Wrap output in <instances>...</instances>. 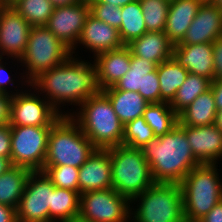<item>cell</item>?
<instances>
[{"mask_svg": "<svg viewBox=\"0 0 222 222\" xmlns=\"http://www.w3.org/2000/svg\"><path fill=\"white\" fill-rule=\"evenodd\" d=\"M213 61L215 79H222V37L213 43Z\"/></svg>", "mask_w": 222, "mask_h": 222, "instance_id": "obj_41", "label": "cell"}, {"mask_svg": "<svg viewBox=\"0 0 222 222\" xmlns=\"http://www.w3.org/2000/svg\"><path fill=\"white\" fill-rule=\"evenodd\" d=\"M6 58L7 57L0 58V92L14 95L16 93L22 92L23 88L20 90V89H18L19 87L17 85H15V83H18V82H16L15 77L13 80V78H12L13 75H10L11 73L7 70L6 64L8 65V63L4 62V60ZM9 84L12 86L11 89L14 87L13 85H15V87L17 88V89L14 88L16 92L11 91ZM7 85H8V87H7ZM8 89H10V90H8Z\"/></svg>", "mask_w": 222, "mask_h": 222, "instance_id": "obj_38", "label": "cell"}, {"mask_svg": "<svg viewBox=\"0 0 222 222\" xmlns=\"http://www.w3.org/2000/svg\"><path fill=\"white\" fill-rule=\"evenodd\" d=\"M130 69L112 86L116 90L138 92L142 96L143 76L157 69V64L131 54Z\"/></svg>", "mask_w": 222, "mask_h": 222, "instance_id": "obj_31", "label": "cell"}, {"mask_svg": "<svg viewBox=\"0 0 222 222\" xmlns=\"http://www.w3.org/2000/svg\"><path fill=\"white\" fill-rule=\"evenodd\" d=\"M172 57L189 73L215 79L213 43L175 45Z\"/></svg>", "mask_w": 222, "mask_h": 222, "instance_id": "obj_19", "label": "cell"}, {"mask_svg": "<svg viewBox=\"0 0 222 222\" xmlns=\"http://www.w3.org/2000/svg\"><path fill=\"white\" fill-rule=\"evenodd\" d=\"M216 5L222 8V0H212Z\"/></svg>", "mask_w": 222, "mask_h": 222, "instance_id": "obj_51", "label": "cell"}, {"mask_svg": "<svg viewBox=\"0 0 222 222\" xmlns=\"http://www.w3.org/2000/svg\"><path fill=\"white\" fill-rule=\"evenodd\" d=\"M90 14L106 24L120 28L122 22V7L110 3H89Z\"/></svg>", "mask_w": 222, "mask_h": 222, "instance_id": "obj_36", "label": "cell"}, {"mask_svg": "<svg viewBox=\"0 0 222 222\" xmlns=\"http://www.w3.org/2000/svg\"><path fill=\"white\" fill-rule=\"evenodd\" d=\"M178 222H200V220L189 219V218L183 216Z\"/></svg>", "mask_w": 222, "mask_h": 222, "instance_id": "obj_49", "label": "cell"}, {"mask_svg": "<svg viewBox=\"0 0 222 222\" xmlns=\"http://www.w3.org/2000/svg\"><path fill=\"white\" fill-rule=\"evenodd\" d=\"M181 127L195 159L200 164H217V161L222 159V132L215 124Z\"/></svg>", "mask_w": 222, "mask_h": 222, "instance_id": "obj_17", "label": "cell"}, {"mask_svg": "<svg viewBox=\"0 0 222 222\" xmlns=\"http://www.w3.org/2000/svg\"><path fill=\"white\" fill-rule=\"evenodd\" d=\"M92 62L79 59L77 54L71 55L64 63L43 72L31 85L61 116H70L68 109L62 111L61 108L65 107L61 106H79L91 96L103 92L97 66Z\"/></svg>", "mask_w": 222, "mask_h": 222, "instance_id": "obj_1", "label": "cell"}, {"mask_svg": "<svg viewBox=\"0 0 222 222\" xmlns=\"http://www.w3.org/2000/svg\"><path fill=\"white\" fill-rule=\"evenodd\" d=\"M217 164H199L182 180L183 214L189 219H202L222 200V182Z\"/></svg>", "mask_w": 222, "mask_h": 222, "instance_id": "obj_4", "label": "cell"}, {"mask_svg": "<svg viewBox=\"0 0 222 222\" xmlns=\"http://www.w3.org/2000/svg\"><path fill=\"white\" fill-rule=\"evenodd\" d=\"M147 31H163L170 0H139Z\"/></svg>", "mask_w": 222, "mask_h": 222, "instance_id": "obj_33", "label": "cell"}, {"mask_svg": "<svg viewBox=\"0 0 222 222\" xmlns=\"http://www.w3.org/2000/svg\"><path fill=\"white\" fill-rule=\"evenodd\" d=\"M188 71L174 58H170L157 65V75L160 82V102L170 103L177 90L185 82Z\"/></svg>", "mask_w": 222, "mask_h": 222, "instance_id": "obj_27", "label": "cell"}, {"mask_svg": "<svg viewBox=\"0 0 222 222\" xmlns=\"http://www.w3.org/2000/svg\"><path fill=\"white\" fill-rule=\"evenodd\" d=\"M103 93L109 98L116 115L124 125L143 116L145 108L149 104L138 92L108 87L103 90Z\"/></svg>", "mask_w": 222, "mask_h": 222, "instance_id": "obj_24", "label": "cell"}, {"mask_svg": "<svg viewBox=\"0 0 222 222\" xmlns=\"http://www.w3.org/2000/svg\"><path fill=\"white\" fill-rule=\"evenodd\" d=\"M91 51L95 57L97 54L122 48L119 31L116 27L110 26L105 22L88 15L85 25L77 45L71 50L72 55L76 52L77 46H82Z\"/></svg>", "mask_w": 222, "mask_h": 222, "instance_id": "obj_18", "label": "cell"}, {"mask_svg": "<svg viewBox=\"0 0 222 222\" xmlns=\"http://www.w3.org/2000/svg\"><path fill=\"white\" fill-rule=\"evenodd\" d=\"M131 206L130 222H178L184 216L183 194L178 183H154L137 195Z\"/></svg>", "mask_w": 222, "mask_h": 222, "instance_id": "obj_8", "label": "cell"}, {"mask_svg": "<svg viewBox=\"0 0 222 222\" xmlns=\"http://www.w3.org/2000/svg\"><path fill=\"white\" fill-rule=\"evenodd\" d=\"M71 55V49L46 26L32 27L25 53L19 62L25 66V72L20 76L21 85L29 87L43 72L64 63Z\"/></svg>", "mask_w": 222, "mask_h": 222, "instance_id": "obj_5", "label": "cell"}, {"mask_svg": "<svg viewBox=\"0 0 222 222\" xmlns=\"http://www.w3.org/2000/svg\"><path fill=\"white\" fill-rule=\"evenodd\" d=\"M12 166L10 159L0 156V175L4 174Z\"/></svg>", "mask_w": 222, "mask_h": 222, "instance_id": "obj_47", "label": "cell"}, {"mask_svg": "<svg viewBox=\"0 0 222 222\" xmlns=\"http://www.w3.org/2000/svg\"><path fill=\"white\" fill-rule=\"evenodd\" d=\"M134 0H88V3H110L117 7H122Z\"/></svg>", "mask_w": 222, "mask_h": 222, "instance_id": "obj_45", "label": "cell"}, {"mask_svg": "<svg viewBox=\"0 0 222 222\" xmlns=\"http://www.w3.org/2000/svg\"><path fill=\"white\" fill-rule=\"evenodd\" d=\"M155 135L143 116L124 125L123 145L142 149Z\"/></svg>", "mask_w": 222, "mask_h": 222, "instance_id": "obj_34", "label": "cell"}, {"mask_svg": "<svg viewBox=\"0 0 222 222\" xmlns=\"http://www.w3.org/2000/svg\"><path fill=\"white\" fill-rule=\"evenodd\" d=\"M131 202L114 188L80 194L79 218L89 222H130Z\"/></svg>", "mask_w": 222, "mask_h": 222, "instance_id": "obj_10", "label": "cell"}, {"mask_svg": "<svg viewBox=\"0 0 222 222\" xmlns=\"http://www.w3.org/2000/svg\"><path fill=\"white\" fill-rule=\"evenodd\" d=\"M79 194L112 188V166L108 149H95L79 168Z\"/></svg>", "mask_w": 222, "mask_h": 222, "instance_id": "obj_16", "label": "cell"}, {"mask_svg": "<svg viewBox=\"0 0 222 222\" xmlns=\"http://www.w3.org/2000/svg\"><path fill=\"white\" fill-rule=\"evenodd\" d=\"M55 7L69 6L80 3L84 0H49Z\"/></svg>", "mask_w": 222, "mask_h": 222, "instance_id": "obj_46", "label": "cell"}, {"mask_svg": "<svg viewBox=\"0 0 222 222\" xmlns=\"http://www.w3.org/2000/svg\"><path fill=\"white\" fill-rule=\"evenodd\" d=\"M14 9L32 26H45L55 6L49 0H16Z\"/></svg>", "mask_w": 222, "mask_h": 222, "instance_id": "obj_32", "label": "cell"}, {"mask_svg": "<svg viewBox=\"0 0 222 222\" xmlns=\"http://www.w3.org/2000/svg\"><path fill=\"white\" fill-rule=\"evenodd\" d=\"M143 117L156 137L170 132L178 124V114L168 102L149 103Z\"/></svg>", "mask_w": 222, "mask_h": 222, "instance_id": "obj_29", "label": "cell"}, {"mask_svg": "<svg viewBox=\"0 0 222 222\" xmlns=\"http://www.w3.org/2000/svg\"><path fill=\"white\" fill-rule=\"evenodd\" d=\"M89 14L88 0L74 5L55 7L45 26L72 50L80 39Z\"/></svg>", "mask_w": 222, "mask_h": 222, "instance_id": "obj_14", "label": "cell"}, {"mask_svg": "<svg viewBox=\"0 0 222 222\" xmlns=\"http://www.w3.org/2000/svg\"><path fill=\"white\" fill-rule=\"evenodd\" d=\"M32 26L11 5L0 9V58L7 56L20 62L27 46Z\"/></svg>", "mask_w": 222, "mask_h": 222, "instance_id": "obj_13", "label": "cell"}, {"mask_svg": "<svg viewBox=\"0 0 222 222\" xmlns=\"http://www.w3.org/2000/svg\"><path fill=\"white\" fill-rule=\"evenodd\" d=\"M112 166V188L130 202L155 182L141 149L120 144L108 149Z\"/></svg>", "mask_w": 222, "mask_h": 222, "instance_id": "obj_7", "label": "cell"}, {"mask_svg": "<svg viewBox=\"0 0 222 222\" xmlns=\"http://www.w3.org/2000/svg\"><path fill=\"white\" fill-rule=\"evenodd\" d=\"M204 0H170L164 33L175 46L179 44Z\"/></svg>", "mask_w": 222, "mask_h": 222, "instance_id": "obj_21", "label": "cell"}, {"mask_svg": "<svg viewBox=\"0 0 222 222\" xmlns=\"http://www.w3.org/2000/svg\"><path fill=\"white\" fill-rule=\"evenodd\" d=\"M54 188L43 171H31L16 209L17 222H49V205Z\"/></svg>", "mask_w": 222, "mask_h": 222, "instance_id": "obj_12", "label": "cell"}, {"mask_svg": "<svg viewBox=\"0 0 222 222\" xmlns=\"http://www.w3.org/2000/svg\"><path fill=\"white\" fill-rule=\"evenodd\" d=\"M141 150L155 183L180 184L200 164L179 124L163 136L152 138Z\"/></svg>", "mask_w": 222, "mask_h": 222, "instance_id": "obj_2", "label": "cell"}, {"mask_svg": "<svg viewBox=\"0 0 222 222\" xmlns=\"http://www.w3.org/2000/svg\"><path fill=\"white\" fill-rule=\"evenodd\" d=\"M214 124L222 132V110L217 111Z\"/></svg>", "mask_w": 222, "mask_h": 222, "instance_id": "obj_48", "label": "cell"}, {"mask_svg": "<svg viewBox=\"0 0 222 222\" xmlns=\"http://www.w3.org/2000/svg\"><path fill=\"white\" fill-rule=\"evenodd\" d=\"M12 95L0 92V126L9 124Z\"/></svg>", "mask_w": 222, "mask_h": 222, "instance_id": "obj_40", "label": "cell"}, {"mask_svg": "<svg viewBox=\"0 0 222 222\" xmlns=\"http://www.w3.org/2000/svg\"><path fill=\"white\" fill-rule=\"evenodd\" d=\"M42 171L47 175L55 187L73 190L79 193V168L69 165L43 166Z\"/></svg>", "mask_w": 222, "mask_h": 222, "instance_id": "obj_35", "label": "cell"}, {"mask_svg": "<svg viewBox=\"0 0 222 222\" xmlns=\"http://www.w3.org/2000/svg\"><path fill=\"white\" fill-rule=\"evenodd\" d=\"M131 54L159 65L172 58L173 44L163 31H147L126 45Z\"/></svg>", "mask_w": 222, "mask_h": 222, "instance_id": "obj_22", "label": "cell"}, {"mask_svg": "<svg viewBox=\"0 0 222 222\" xmlns=\"http://www.w3.org/2000/svg\"><path fill=\"white\" fill-rule=\"evenodd\" d=\"M200 222H222V200L200 219Z\"/></svg>", "mask_w": 222, "mask_h": 222, "instance_id": "obj_42", "label": "cell"}, {"mask_svg": "<svg viewBox=\"0 0 222 222\" xmlns=\"http://www.w3.org/2000/svg\"><path fill=\"white\" fill-rule=\"evenodd\" d=\"M12 95L10 126H53L62 116L31 84ZM31 87L33 91L31 90Z\"/></svg>", "mask_w": 222, "mask_h": 222, "instance_id": "obj_11", "label": "cell"}, {"mask_svg": "<svg viewBox=\"0 0 222 222\" xmlns=\"http://www.w3.org/2000/svg\"><path fill=\"white\" fill-rule=\"evenodd\" d=\"M93 60L98 69L100 86L104 90L114 86L128 72L131 51L124 45L116 50L99 53Z\"/></svg>", "mask_w": 222, "mask_h": 222, "instance_id": "obj_20", "label": "cell"}, {"mask_svg": "<svg viewBox=\"0 0 222 222\" xmlns=\"http://www.w3.org/2000/svg\"><path fill=\"white\" fill-rule=\"evenodd\" d=\"M80 194L77 191L55 187L49 205V222H72L79 218Z\"/></svg>", "mask_w": 222, "mask_h": 222, "instance_id": "obj_25", "label": "cell"}, {"mask_svg": "<svg viewBox=\"0 0 222 222\" xmlns=\"http://www.w3.org/2000/svg\"><path fill=\"white\" fill-rule=\"evenodd\" d=\"M76 111L71 112L70 117L96 149H109L123 144L124 124L103 92L88 98Z\"/></svg>", "mask_w": 222, "mask_h": 222, "instance_id": "obj_3", "label": "cell"}, {"mask_svg": "<svg viewBox=\"0 0 222 222\" xmlns=\"http://www.w3.org/2000/svg\"><path fill=\"white\" fill-rule=\"evenodd\" d=\"M72 222H89V221H86V220H83V219H80V218H76L74 221Z\"/></svg>", "mask_w": 222, "mask_h": 222, "instance_id": "obj_52", "label": "cell"}, {"mask_svg": "<svg viewBox=\"0 0 222 222\" xmlns=\"http://www.w3.org/2000/svg\"><path fill=\"white\" fill-rule=\"evenodd\" d=\"M16 0H3L4 4L12 5Z\"/></svg>", "mask_w": 222, "mask_h": 222, "instance_id": "obj_50", "label": "cell"}, {"mask_svg": "<svg viewBox=\"0 0 222 222\" xmlns=\"http://www.w3.org/2000/svg\"><path fill=\"white\" fill-rule=\"evenodd\" d=\"M211 90L215 98L217 111L222 110V79H214L211 82Z\"/></svg>", "mask_w": 222, "mask_h": 222, "instance_id": "obj_43", "label": "cell"}, {"mask_svg": "<svg viewBox=\"0 0 222 222\" xmlns=\"http://www.w3.org/2000/svg\"><path fill=\"white\" fill-rule=\"evenodd\" d=\"M217 109L211 88L201 93L189 106L178 114L180 126L201 127L215 123Z\"/></svg>", "mask_w": 222, "mask_h": 222, "instance_id": "obj_23", "label": "cell"}, {"mask_svg": "<svg viewBox=\"0 0 222 222\" xmlns=\"http://www.w3.org/2000/svg\"><path fill=\"white\" fill-rule=\"evenodd\" d=\"M219 37H222V8L204 0L183 40L176 45L214 43Z\"/></svg>", "mask_w": 222, "mask_h": 222, "instance_id": "obj_15", "label": "cell"}, {"mask_svg": "<svg viewBox=\"0 0 222 222\" xmlns=\"http://www.w3.org/2000/svg\"><path fill=\"white\" fill-rule=\"evenodd\" d=\"M142 97L148 103H160V82L157 69L143 76Z\"/></svg>", "mask_w": 222, "mask_h": 222, "instance_id": "obj_37", "label": "cell"}, {"mask_svg": "<svg viewBox=\"0 0 222 222\" xmlns=\"http://www.w3.org/2000/svg\"><path fill=\"white\" fill-rule=\"evenodd\" d=\"M52 126H11V156L13 166L42 171Z\"/></svg>", "mask_w": 222, "mask_h": 222, "instance_id": "obj_9", "label": "cell"}, {"mask_svg": "<svg viewBox=\"0 0 222 222\" xmlns=\"http://www.w3.org/2000/svg\"><path fill=\"white\" fill-rule=\"evenodd\" d=\"M4 5V2H3V0H0V9H1V7Z\"/></svg>", "mask_w": 222, "mask_h": 222, "instance_id": "obj_53", "label": "cell"}, {"mask_svg": "<svg viewBox=\"0 0 222 222\" xmlns=\"http://www.w3.org/2000/svg\"><path fill=\"white\" fill-rule=\"evenodd\" d=\"M121 16L123 20L118 31L124 45L129 44L134 39L140 38L147 32L139 0H134L122 6Z\"/></svg>", "mask_w": 222, "mask_h": 222, "instance_id": "obj_28", "label": "cell"}, {"mask_svg": "<svg viewBox=\"0 0 222 222\" xmlns=\"http://www.w3.org/2000/svg\"><path fill=\"white\" fill-rule=\"evenodd\" d=\"M0 222H17L16 209L0 204Z\"/></svg>", "mask_w": 222, "mask_h": 222, "instance_id": "obj_44", "label": "cell"}, {"mask_svg": "<svg viewBox=\"0 0 222 222\" xmlns=\"http://www.w3.org/2000/svg\"><path fill=\"white\" fill-rule=\"evenodd\" d=\"M31 170L12 166L0 175V204L18 208Z\"/></svg>", "mask_w": 222, "mask_h": 222, "instance_id": "obj_26", "label": "cell"}, {"mask_svg": "<svg viewBox=\"0 0 222 222\" xmlns=\"http://www.w3.org/2000/svg\"><path fill=\"white\" fill-rule=\"evenodd\" d=\"M211 80L206 77L188 73L185 82L177 90L175 97L169 103L170 107L179 114L189 106L201 93L211 88Z\"/></svg>", "mask_w": 222, "mask_h": 222, "instance_id": "obj_30", "label": "cell"}, {"mask_svg": "<svg viewBox=\"0 0 222 222\" xmlns=\"http://www.w3.org/2000/svg\"><path fill=\"white\" fill-rule=\"evenodd\" d=\"M95 149L79 125L70 116H62L51 127L44 166L80 168Z\"/></svg>", "mask_w": 222, "mask_h": 222, "instance_id": "obj_6", "label": "cell"}, {"mask_svg": "<svg viewBox=\"0 0 222 222\" xmlns=\"http://www.w3.org/2000/svg\"><path fill=\"white\" fill-rule=\"evenodd\" d=\"M0 156L10 159L11 156V126H0Z\"/></svg>", "mask_w": 222, "mask_h": 222, "instance_id": "obj_39", "label": "cell"}]
</instances>
